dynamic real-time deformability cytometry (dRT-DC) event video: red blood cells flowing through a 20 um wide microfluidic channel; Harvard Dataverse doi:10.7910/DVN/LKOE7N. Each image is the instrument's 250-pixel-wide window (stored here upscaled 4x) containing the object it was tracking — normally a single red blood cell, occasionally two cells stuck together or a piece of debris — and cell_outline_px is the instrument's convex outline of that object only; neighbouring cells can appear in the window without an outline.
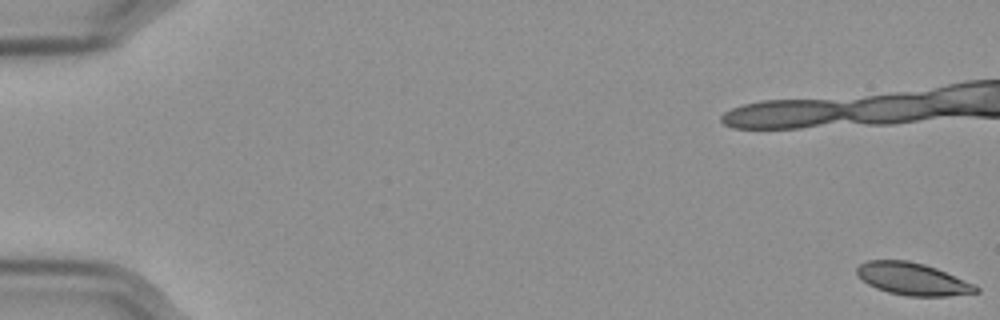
{"species": "Egyptian fruit bat (a non-hibernating species)", "species_latin": "Rousettus aegyptiacus", "temperature_condition": "cold", "stored_images_in_passage": 59, "camera_frame_rate_fps": 3000, "um_per_image_px": 0.085, "frame": {"image": 1, "passage_image": 1, "time_ms": 0.0, "image_size_px": [1000, 320], "cell_outline_px": [[980, 292], [948, 296], [908, 296], [888, 292], [876, 288], [868, 284], [856, 272], [856, 268], [860, 264], [868, 260], [908, 260], [924, 264], [936, 268], [976, 284], [980, 288]], "centroid_in_image_um": [77.62, 23.71], "position_along_channel_um": 7.4, "area_um2": 22.43}, "authors_computed_cell_mechanics": {"area_um2": 24.3338, "velocity_mm_per_s": 3.5555, "shape_relaxation_time_tau1_ms": 8.5828, "shape_relaxation_time_tau2_ms": 4.0088, "deformation_change_tau1": 0.1488, "deformation_change_tau2": 0.0822}}